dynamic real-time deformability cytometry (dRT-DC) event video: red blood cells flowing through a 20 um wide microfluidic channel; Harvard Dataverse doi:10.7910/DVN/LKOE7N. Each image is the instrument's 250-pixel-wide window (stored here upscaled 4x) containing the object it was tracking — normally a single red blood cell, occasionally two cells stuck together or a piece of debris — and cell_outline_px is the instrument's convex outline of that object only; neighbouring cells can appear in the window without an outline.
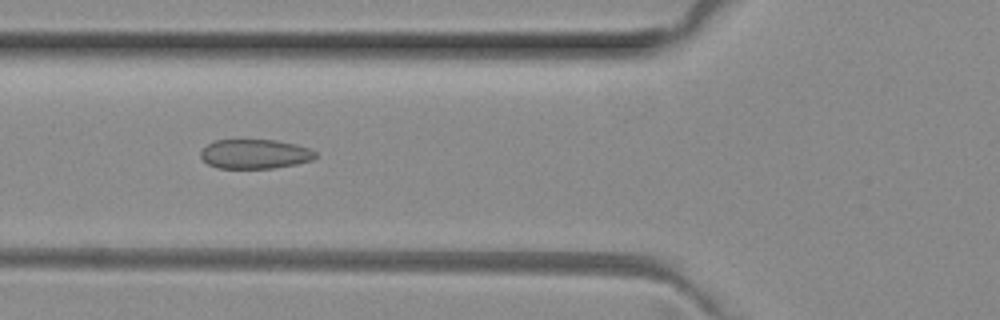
{"species": "common noctule bat (a hibernating species)", "species_latin": "Nyctalus noctula", "temperature_condition": "room temperature", "stored_images_in_passage": 5, "camera_frame_rate_fps": 3000, "um_per_image_px": 0.085, "animal": {"sex": "female", "body_mass_g": 29.2, "forearm_length_mm": 56.3}, "frame": {"image": 1, "passage_image": 4, "time_ms": 1.0, "image_size_px": [1000, 320], "cell_outline_px": [[316, 156], [312, 160], [296, 164], [272, 168], [216, 168], [208, 164], [200, 156], [200, 152], [208, 144], [216, 140], [276, 140], [296, 144], [308, 148], [316, 152]], "centroid_in_image_um": [21.66, 13.09], "position_along_channel_um": 104.1, "area_um2": 19.59}}
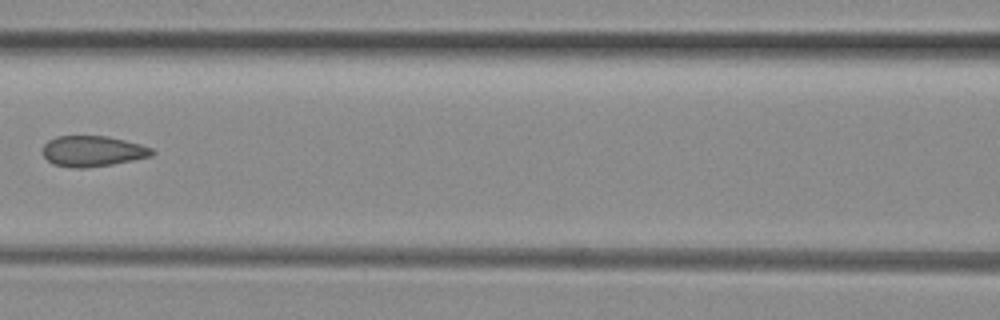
{"frame": {"image": 2, "passage_image": 5, "time_ms": 1.333, "image_size_px": [1000, 320], "cell_outline_px": [[156, 152], [152, 156], [112, 164], [88, 168], [72, 168], [52, 164], [40, 152], [44, 144], [48, 140], [56, 136], [108, 136], [140, 144], [152, 148]], "centroid_in_image_um": [7.84, 12.85], "position_along_channel_um": 158.8, "area_um2": 19.77}}